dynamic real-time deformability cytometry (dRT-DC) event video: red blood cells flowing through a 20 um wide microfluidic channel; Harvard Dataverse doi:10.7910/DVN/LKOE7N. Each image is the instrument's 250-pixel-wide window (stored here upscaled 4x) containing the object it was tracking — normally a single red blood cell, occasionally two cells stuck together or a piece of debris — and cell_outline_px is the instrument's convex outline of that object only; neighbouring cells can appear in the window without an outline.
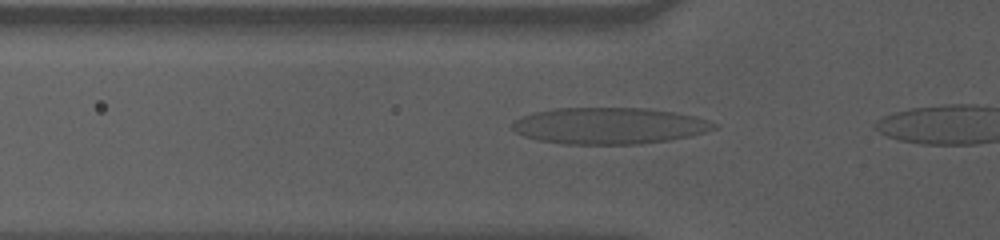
{"species": "human", "species_latin": "Homo sapiens", "temperature_condition": "cold", "stored_images_in_passage": 5, "camera_frame_rate_fps": 3000, "um_per_image_px": 0.085, "donor": {"sex": "male"}, "frame": {"image": 1, "passage_image": 3, "time_ms": 0.667, "image_size_px": [1000, 240], "cell_outline_px": [[720, 124], [716, 128], [692, 136], [672, 140], [640, 144], [564, 144], [536, 140], [524, 136], [516, 132], [512, 128], [512, 124], [520, 116], [532, 112], [556, 108], [644, 108], [672, 112], [696, 116]], "centroid_in_image_um": [51.79, 10.69], "position_along_channel_um": 74.0, "area_um2": 43.18}}